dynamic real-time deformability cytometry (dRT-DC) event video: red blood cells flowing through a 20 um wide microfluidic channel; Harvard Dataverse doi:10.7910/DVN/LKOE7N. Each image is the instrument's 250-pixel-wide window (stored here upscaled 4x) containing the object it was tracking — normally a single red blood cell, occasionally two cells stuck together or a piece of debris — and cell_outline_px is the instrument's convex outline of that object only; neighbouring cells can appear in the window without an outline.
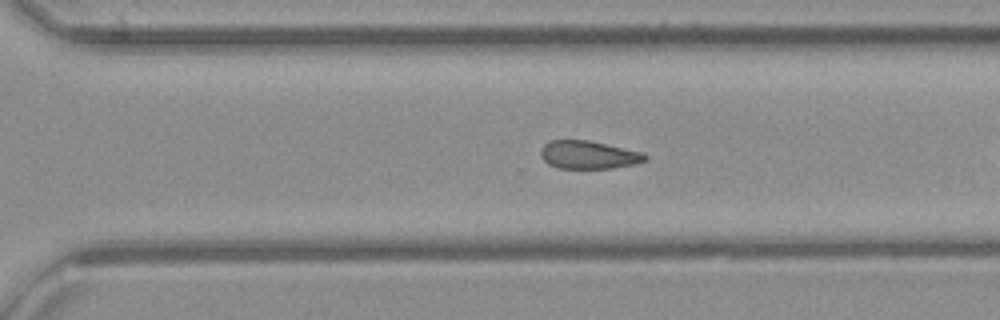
{"species": "common noctule bat (a hibernating species)", "species_latin": "Nyctalus noctula", "temperature_condition": "cold", "stored_images_in_passage": 35, "camera_frame_rate_fps": 3000, "um_per_image_px": 0.085, "animal": {"sex": "female", "body_mass_g": 21.9}, "frame": {"image": 1, "passage_image": 20, "time_ms": 6.333, "image_size_px": [1000, 320], "cell_outline_px": [[648, 160], [636, 164], [612, 168], [556, 168], [548, 164], [540, 156], [540, 148], [548, 140], [588, 140], [644, 152], [648, 156]], "centroid_in_image_um": [50.03, 13.16], "position_along_channel_um": 320.6, "area_um2": 17.34}}